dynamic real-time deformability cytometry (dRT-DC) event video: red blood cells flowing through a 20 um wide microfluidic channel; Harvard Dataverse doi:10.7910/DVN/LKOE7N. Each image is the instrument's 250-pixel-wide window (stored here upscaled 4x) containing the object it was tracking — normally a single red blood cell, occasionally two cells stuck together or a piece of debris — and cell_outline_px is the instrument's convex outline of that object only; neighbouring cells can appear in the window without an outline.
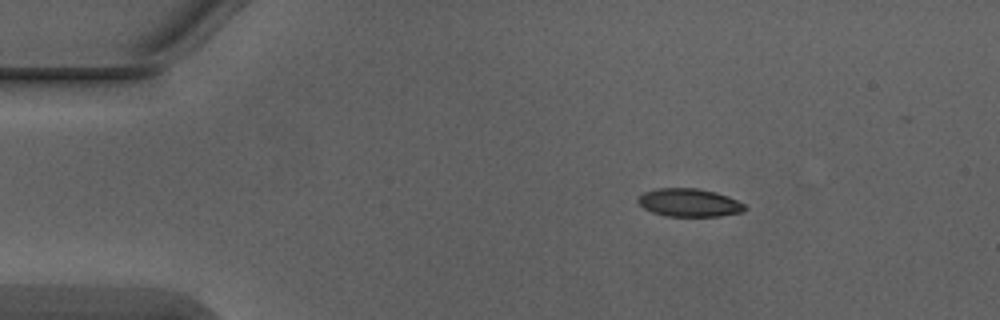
{"species": "Egyptian fruit bat (a non-hibernating species)", "species_latin": "Rousettus aegyptiacus", "temperature_condition": "warm", "stored_images_in_passage": 3, "camera_frame_rate_fps": 3000, "um_per_image_px": 0.085, "animal": {"sex": "male"}, "frame": {"image": 1, "passage_image": 1, "time_ms": 0.0, "image_size_px": [1000, 320], "cell_outline_px": [[748, 208], [744, 212], [720, 216], [664, 216], [652, 212], [644, 208], [636, 200], [644, 192], [656, 188], [696, 188], [716, 192], [728, 196], [744, 204]], "centroid_in_image_um": [58.6, 17.23], "position_along_channel_um": 26.4, "area_um2": 17.57}}
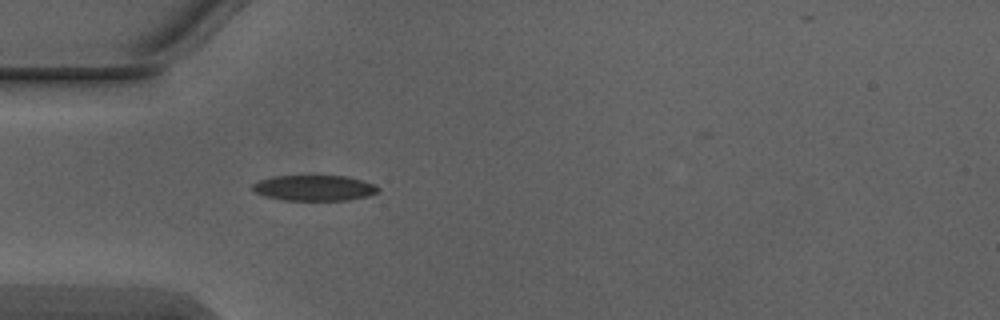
{"frame": {"image": 2, "passage_image": 3, "time_ms": 0.667, "image_size_px": [1000, 320], "cell_outline_px": [[380, 192], [368, 196], [348, 200], [284, 200], [264, 196], [256, 192], [252, 188], [252, 184], [256, 180], [272, 176], [344, 176], [376, 184], [380, 188]], "centroid_in_image_um": [26.71, 15.97], "position_along_channel_um": 58.3, "area_um2": 18.84}}